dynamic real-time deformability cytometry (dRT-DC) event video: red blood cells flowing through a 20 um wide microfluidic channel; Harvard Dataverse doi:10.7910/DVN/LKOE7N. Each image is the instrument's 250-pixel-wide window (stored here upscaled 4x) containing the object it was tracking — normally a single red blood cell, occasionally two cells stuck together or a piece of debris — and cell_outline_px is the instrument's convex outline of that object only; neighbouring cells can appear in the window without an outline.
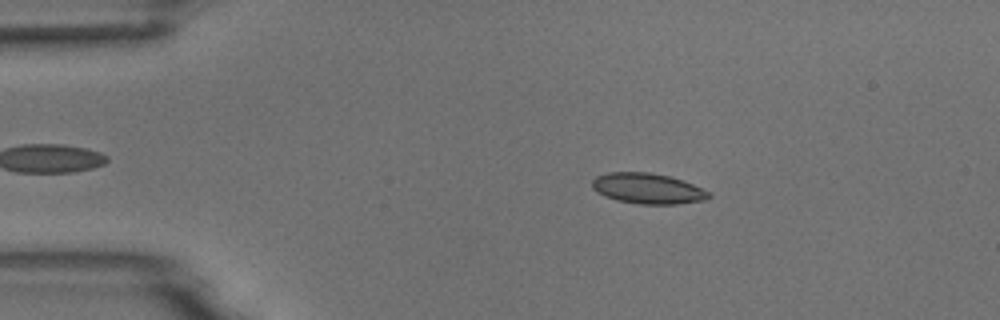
{"species": "common noctule bat (a hibernating species)", "species_latin": "Nyctalus noctula", "temperature_condition": "room temperature", "stored_images_in_passage": 5, "camera_frame_rate_fps": 3000, "um_per_image_px": 0.085, "animal": {"sex": "male", "body_mass_g": 18.8}, "frame": {"image": 1, "passage_image": 2, "time_ms": 1.333, "image_size_px": [1000, 320], "cell_outline_px": [[712, 196], [704, 200], [676, 204], [640, 204], [616, 200], [604, 196], [596, 192], [592, 188], [592, 180], [596, 176], [608, 172], [648, 172], [668, 176], [692, 184], [712, 192]], "centroid_in_image_um": [55.04, 16.03], "position_along_channel_um": 30.0, "area_um2": 20.81}}
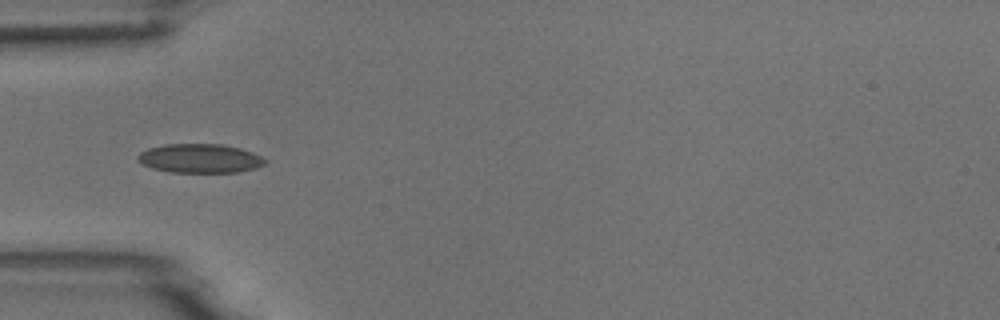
{"frame": {"image": 2, "passage_image": 4, "time_ms": 3.667, "image_size_px": [1000, 320], "cell_outline_px": [[268, 164], [256, 168], [236, 172], [172, 172], [152, 168], [136, 160], [136, 156], [140, 152], [148, 148], [164, 144], [220, 144], [240, 148], [252, 152], [268, 160]], "centroid_in_image_um": [17.01, 13.46], "position_along_channel_um": 68.0, "area_um2": 21.62}}